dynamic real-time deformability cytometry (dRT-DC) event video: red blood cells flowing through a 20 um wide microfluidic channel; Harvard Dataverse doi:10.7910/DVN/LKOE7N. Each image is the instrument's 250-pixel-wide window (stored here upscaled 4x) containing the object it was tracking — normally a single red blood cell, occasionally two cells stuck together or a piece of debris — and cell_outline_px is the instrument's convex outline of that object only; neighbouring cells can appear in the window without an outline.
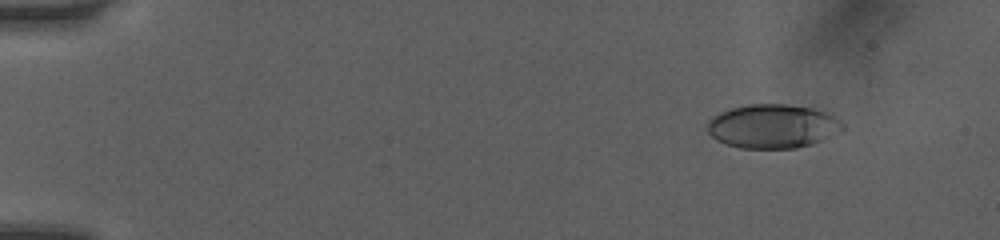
{"species": "human", "species_latin": "Homo sapiens", "temperature_condition": "room temperature", "stored_images_in_passage": 47, "camera_frame_rate_fps": 3000, "um_per_image_px": 0.085, "donor": {"sex": "female"}, "frame": {"image": 1, "passage_image": 6, "time_ms": 1.667, "image_size_px": [1000, 240], "cell_outline_px": [[844, 128], [840, 132], [812, 144], [796, 148], [740, 148], [716, 140], [708, 132], [708, 120], [712, 116], [720, 112], [732, 108], [748, 104], [788, 104], [812, 108], [824, 112], [840, 120], [844, 124]], "centroid_in_image_um": [65.68, 10.73], "position_along_channel_um": 19.3, "area_um2": 34.56}}
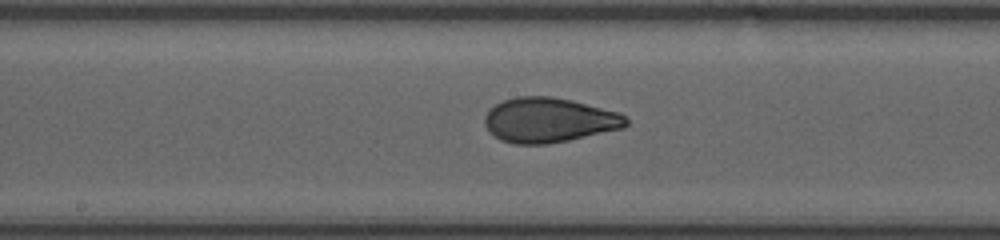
{"frame": {"image": 2, "passage_image": 28, "time_ms": 9.0, "image_size_px": [1000, 240], "cell_outline_px": [[628, 124], [624, 128], [568, 140], [548, 144], [516, 144], [500, 140], [488, 132], [484, 124], [484, 116], [488, 108], [504, 100], [516, 96], [552, 96], [572, 100], [620, 112], [628, 116]], "centroid_in_image_um": [46.65, 10.2], "position_along_channel_um": 201.5, "area_um2": 37.34}}
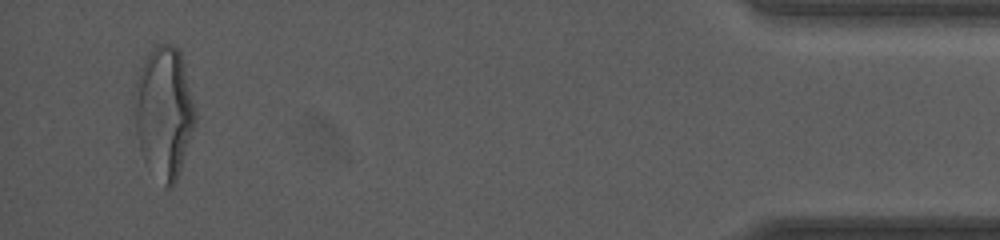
{"frame": {"image": 3, "passage_image": 47, "time_ms": 16.0, "image_size_px": [1000, 240], "cell_outline_px": [[196, 120], [176, 180], [172, 188], [164, 188], [144, 164], [136, 132], [136, 80], [140, 68], [148, 52], [156, 44], [172, 44], [180, 52], [196, 112]], "centroid_in_image_um": [13.93, 9.58], "position_along_channel_um": 421.3, "area_um2": 46.12}, "authors_computed_cell_mechanics": {"area_um2": 35.7782, "velocity_mm_per_s": 4.1124, "shape_relaxation_time_tau1_ms": 5.024, "shape_relaxation_time_tau2_ms": 0.8686, "deformation_change_tau1": 0.1959, "deformation_change_tau2": 0.0611}}